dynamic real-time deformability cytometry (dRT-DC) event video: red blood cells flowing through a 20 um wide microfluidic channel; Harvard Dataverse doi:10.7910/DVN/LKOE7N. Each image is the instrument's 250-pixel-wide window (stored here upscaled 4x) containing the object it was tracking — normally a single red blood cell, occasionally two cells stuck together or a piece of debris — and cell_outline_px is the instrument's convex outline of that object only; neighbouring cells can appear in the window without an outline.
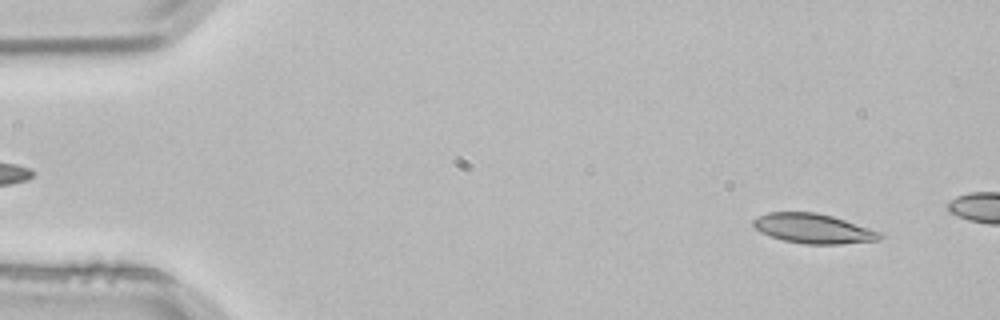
{"species": "common noctule bat (a hibernating species)", "species_latin": "Nyctalus noctula", "temperature_condition": "room temperature", "stored_images_in_passage": 4, "camera_frame_rate_fps": 3000, "um_per_image_px": 0.085, "animal": {"sex": "male", "body_mass_g": 21.5, "forearm_length_mm": 52.0}, "frame": {"image": 1, "passage_image": 4, "time_ms": 1.0, "image_size_px": [1000, 320], "cell_outline_px": [[884, 236], [876, 240], [840, 244], [804, 244], [784, 240], [760, 232], [752, 224], [752, 220], [768, 212], [816, 212], [832, 216], [884, 232]], "centroid_in_image_um": [69.17, 19.42], "position_along_channel_um": 15.8, "area_um2": 21.85}}